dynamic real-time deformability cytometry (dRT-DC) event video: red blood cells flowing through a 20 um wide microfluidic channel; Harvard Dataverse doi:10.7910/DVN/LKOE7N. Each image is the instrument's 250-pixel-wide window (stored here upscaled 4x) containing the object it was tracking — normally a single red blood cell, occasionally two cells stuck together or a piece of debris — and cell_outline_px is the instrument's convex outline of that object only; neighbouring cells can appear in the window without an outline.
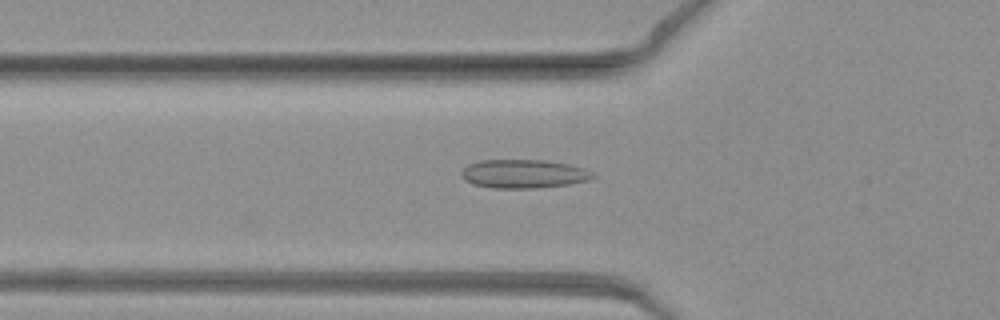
{"species": "common noctule bat (a hibernating species)", "species_latin": "Nyctalus noctula", "temperature_condition": "warm", "stored_images_in_passage": 49, "camera_frame_rate_fps": 3000, "um_per_image_px": 0.085, "animal": {"sex": "female", "body_mass_g": 19.3, "forearm_length_mm": 54.1}, "frame": {"image": 1, "passage_image": 15, "time_ms": 4.667, "image_size_px": [1000, 320], "cell_outline_px": [[596, 176], [592, 180], [568, 184], [536, 188], [492, 188], [472, 184], [464, 180], [460, 176], [460, 172], [468, 164], [480, 160], [544, 160], [568, 164], [584, 168], [592, 172]], "centroid_in_image_um": [44.49, 14.78], "position_along_channel_um": 81.3, "area_um2": 22.14}}
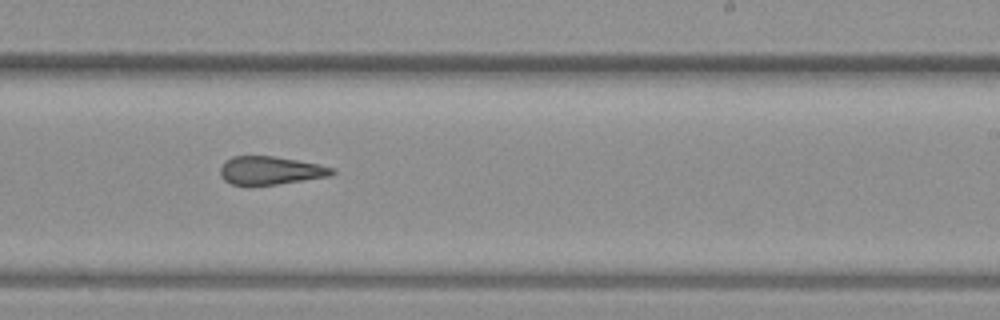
{"frame": {"image": 2, "passage_image": 29, "time_ms": 9.333, "image_size_px": [1000, 320], "cell_outline_px": [[336, 172], [332, 176], [276, 184], [232, 184], [224, 180], [220, 176], [220, 168], [224, 160], [232, 156], [272, 156], [320, 164], [336, 168]], "centroid_in_image_um": [23.01, 14.48], "position_along_channel_um": 266.0, "area_um2": 18.38}}
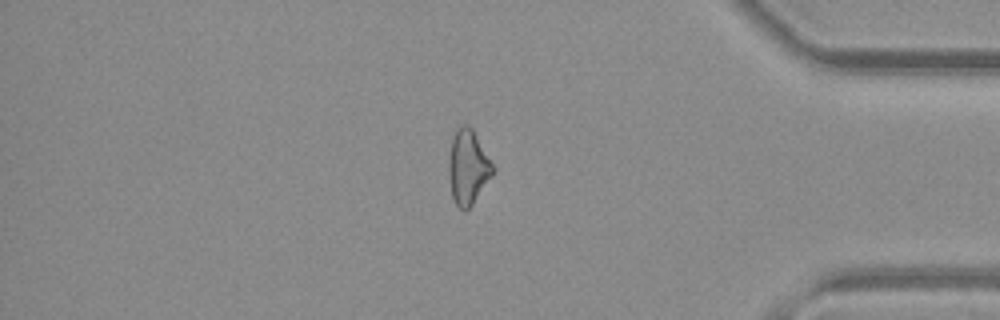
{"frame": {"image": 3, "passage_image": 41, "time_ms": 13.333, "image_size_px": [1000, 320], "cell_outline_px": [[496, 168], [492, 176], [472, 204], [464, 212], [456, 204], [452, 196], [448, 172], [448, 160], [452, 140], [456, 128], [460, 124], [468, 124], [472, 128]], "centroid_in_image_um": [39.78, 14.18], "position_along_channel_um": 395.4, "area_um2": 19.25}}